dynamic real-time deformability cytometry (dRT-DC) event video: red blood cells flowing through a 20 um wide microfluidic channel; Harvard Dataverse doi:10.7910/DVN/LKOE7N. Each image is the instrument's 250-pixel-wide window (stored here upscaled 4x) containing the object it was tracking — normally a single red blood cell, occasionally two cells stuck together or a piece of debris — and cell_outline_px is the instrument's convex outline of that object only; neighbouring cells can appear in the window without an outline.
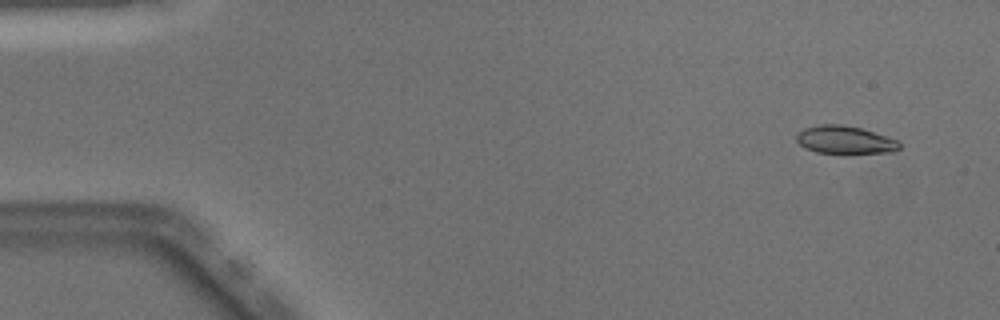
{"species": "Egyptian fruit bat (a non-hibernating species)", "species_latin": "Rousettus aegyptiacus", "temperature_condition": "warm", "stored_images_in_passage": 49, "camera_frame_rate_fps": 3000, "um_per_image_px": 0.085, "animal": {"sex": "male"}, "frame": {"image": 1, "passage_image": 3, "time_ms": 0.667, "image_size_px": [1000, 320], "cell_outline_px": [[900, 148], [896, 152], [816, 152], [804, 148], [796, 140], [796, 136], [804, 128], [820, 124], [844, 124], [860, 128], [888, 136], [900, 140]], "centroid_in_image_um": [71.85, 11.87], "position_along_channel_um": 13.2, "area_um2": 16.59}}
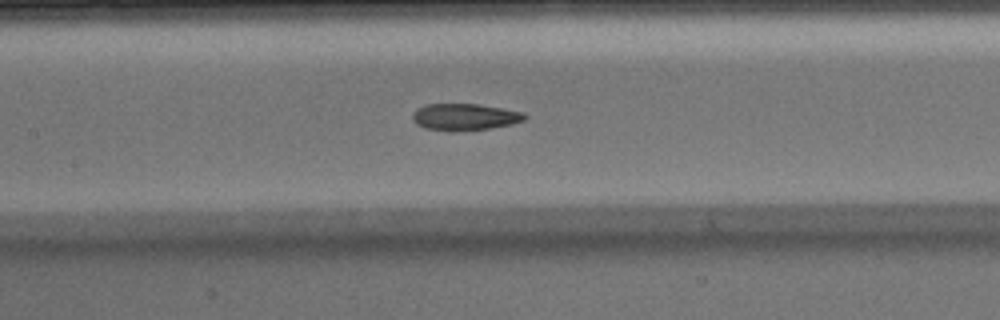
{"frame": {"image": 2, "passage_image": 23, "time_ms": 7.333, "image_size_px": [1000, 320], "cell_outline_px": [[528, 116], [524, 120], [512, 124], [492, 128], [424, 128], [416, 124], [412, 120], [412, 112], [416, 108], [428, 104], [476, 104], [524, 112]], "centroid_in_image_um": [39.51, 9.89], "position_along_channel_um": 167.9, "area_um2": 16.7}}
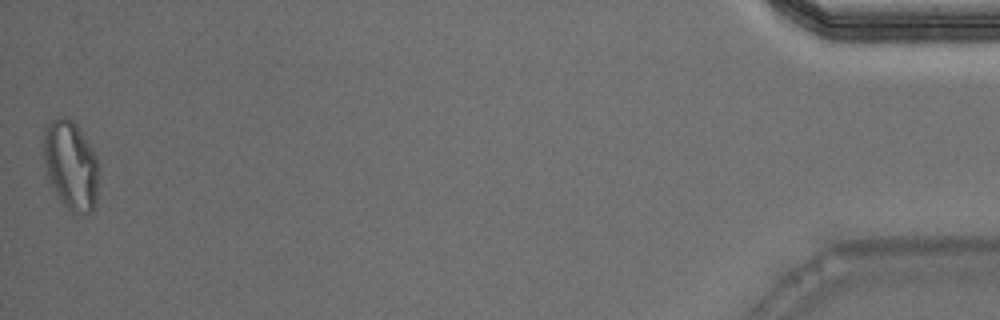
{"frame": {"image": 3, "passage_image": 49, "time_ms": 16.0, "image_size_px": [1000, 320], "cell_outline_px": [[100, 176], [96, 200], [92, 212], [84, 216], [72, 212], [60, 204], [44, 164], [40, 152], [44, 128], [56, 116], [68, 116], [76, 124], [96, 156]], "centroid_in_image_um": [6.0, 14.06], "position_along_channel_um": 429.2, "area_um2": 29.54}, "authors_computed_cell_mechanics": {"area_um2": 17.918, "velocity_mm_per_s": 4.0799, "shape_relaxation_time_tau1_ms": 9.2783, "shape_relaxation_time_tau2_ms": 2.8866, "deformation_change_tau1": 0.2713, "deformation_change_tau2": 0.0952}}